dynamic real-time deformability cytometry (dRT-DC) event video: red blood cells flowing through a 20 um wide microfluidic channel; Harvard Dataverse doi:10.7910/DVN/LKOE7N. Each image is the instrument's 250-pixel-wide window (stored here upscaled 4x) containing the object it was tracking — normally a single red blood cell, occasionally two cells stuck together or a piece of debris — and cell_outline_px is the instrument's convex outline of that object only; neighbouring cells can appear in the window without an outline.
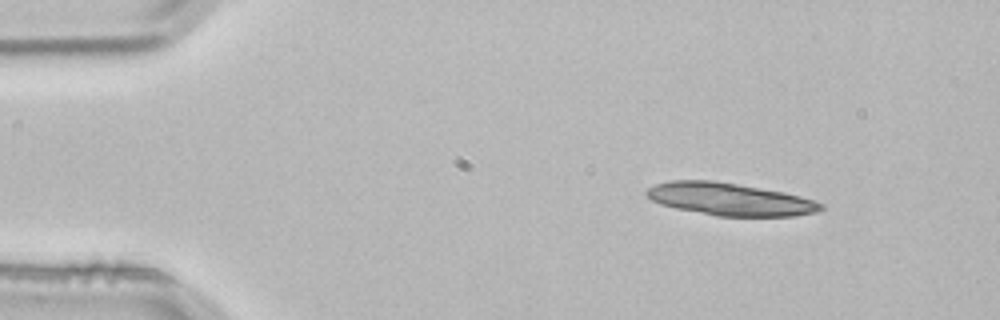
{"species": "common noctule bat (a hibernating species)", "species_latin": "Nyctalus noctula", "temperature_condition": "room temperature", "stored_images_in_passage": 3, "camera_frame_rate_fps": 3000, "um_per_image_px": 0.085, "animal": {"sex": "male", "body_mass_g": 21.5, "forearm_length_mm": 52.0}, "frame": {"image": 1, "passage_image": 1, "time_ms": 0.0, "image_size_px": [1000, 320], "cell_outline_px": [[824, 208], [816, 212], [796, 216], [716, 216], [676, 208], [660, 204], [644, 196], [644, 192], [648, 188], [656, 184], [672, 180], [712, 180], [784, 192], [816, 200], [824, 204]], "centroid_in_image_um": [62.03, 16.94], "position_along_channel_um": 23.0, "area_um2": 33.06}}